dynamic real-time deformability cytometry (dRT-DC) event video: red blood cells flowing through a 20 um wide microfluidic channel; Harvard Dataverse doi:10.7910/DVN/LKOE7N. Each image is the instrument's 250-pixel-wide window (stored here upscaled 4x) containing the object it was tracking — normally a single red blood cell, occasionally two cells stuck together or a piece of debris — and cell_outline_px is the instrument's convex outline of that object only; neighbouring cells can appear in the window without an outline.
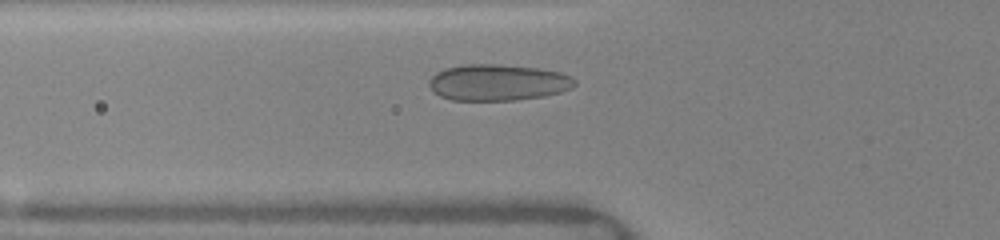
{"species": "human", "species_latin": "Homo sapiens", "temperature_condition": "warm", "stored_images_in_passage": 25, "camera_frame_rate_fps": 3000, "um_per_image_px": 0.085, "donor": {"sex": "female"}, "frame": {"image": 1, "passage_image": 12, "time_ms": 2.0, "image_size_px": [1000, 240], "cell_outline_px": [[576, 84], [572, 88], [560, 92], [544, 96], [516, 100], [452, 100], [440, 96], [432, 92], [428, 84], [428, 80], [436, 72], [444, 68], [464, 64], [500, 64], [540, 68], [560, 72], [572, 76], [576, 80]], "centroid_in_image_um": [42.31, 7.0], "position_along_channel_um": 83.5, "area_um2": 31.21}}
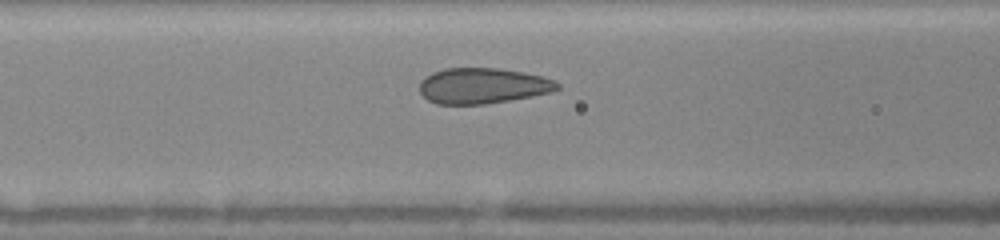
{"frame": {"image": 2, "passage_image": 17, "time_ms": 3.0, "image_size_px": [1000, 240], "cell_outline_px": [[560, 88], [552, 92], [532, 96], [484, 104], [436, 104], [428, 100], [420, 92], [420, 80], [424, 76], [432, 72], [444, 68], [496, 68], [524, 72], [556, 80], [560, 84]], "centroid_in_image_um": [41.02, 7.28], "position_along_channel_um": 125.6, "area_um2": 28.73}}
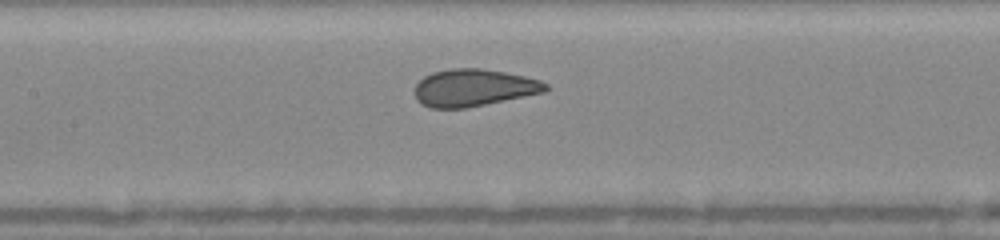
{"frame": {"image": 3, "passage_image": 22, "time_ms": 4.0, "image_size_px": [1000, 240], "cell_outline_px": [[548, 88], [544, 92], [464, 108], [432, 108], [420, 104], [416, 100], [416, 84], [424, 76], [432, 72], [452, 68], [480, 68], [504, 72], [524, 76], [540, 80], [548, 84]], "centroid_in_image_um": [40.24, 7.45], "position_along_channel_um": 167.2, "area_um2": 28.15}}